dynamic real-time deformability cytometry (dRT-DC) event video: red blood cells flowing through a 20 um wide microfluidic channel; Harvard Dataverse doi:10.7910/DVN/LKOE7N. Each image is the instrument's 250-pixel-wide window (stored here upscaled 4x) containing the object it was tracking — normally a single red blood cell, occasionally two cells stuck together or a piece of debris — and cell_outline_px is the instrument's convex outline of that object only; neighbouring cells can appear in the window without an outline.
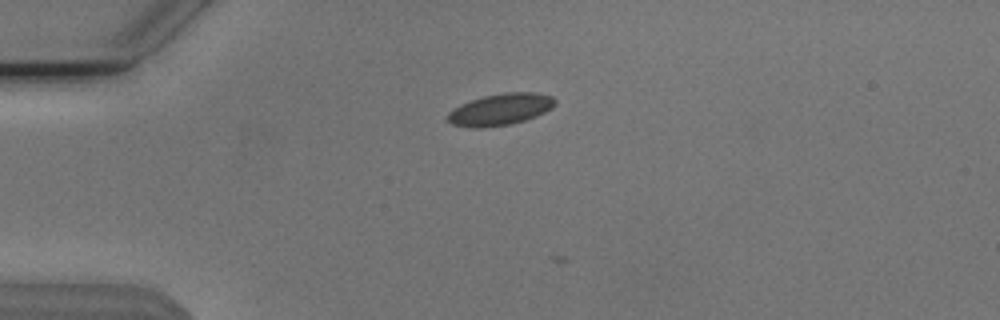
{"species": "Egyptian fruit bat (a non-hibernating species)", "species_latin": "Rousettus aegyptiacus", "temperature_condition": "cold", "stored_images_in_passage": 4, "camera_frame_rate_fps": 3000, "um_per_image_px": 0.085, "animal": {"sex": "male"}, "frame": {"image": 1, "passage_image": 1, "time_ms": 0.0, "image_size_px": [1000, 320], "cell_outline_px": [[556, 104], [552, 108], [536, 116], [512, 124], [480, 128], [476, 128], [452, 124], [448, 120], [448, 112], [460, 104], [484, 96], [504, 92], [536, 92], [552, 96], [556, 100]], "centroid_in_image_um": [42.56, 9.29], "position_along_channel_um": 42.4, "area_um2": 19.77}}